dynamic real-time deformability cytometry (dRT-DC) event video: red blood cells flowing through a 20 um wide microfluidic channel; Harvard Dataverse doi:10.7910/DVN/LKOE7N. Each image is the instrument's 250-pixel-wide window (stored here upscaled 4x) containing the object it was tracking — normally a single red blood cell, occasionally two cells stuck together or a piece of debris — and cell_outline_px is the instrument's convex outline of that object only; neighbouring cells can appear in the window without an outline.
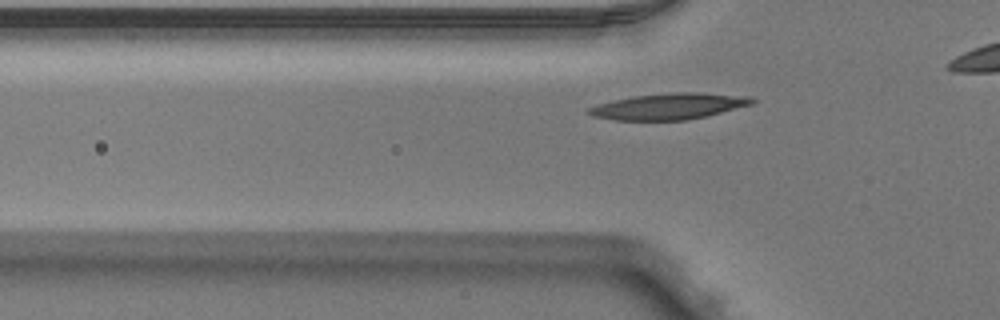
{"species": "Egyptian fruit bat (a non-hibernating species)", "species_latin": "Rousettus aegyptiacus", "temperature_condition": "warm", "stored_images_in_passage": 27, "camera_frame_rate_fps": 3000, "um_per_image_px": 0.085, "animal": {"sex": "male"}, "frame": {"image": 1, "passage_image": 2, "time_ms": 0.333, "image_size_px": [1000, 320], "cell_outline_px": [[756, 100], [752, 104], [708, 116], [688, 120], [616, 120], [592, 116], [584, 112], [588, 108], [596, 104], [632, 96], [672, 92], [696, 92], [752, 96]], "centroid_in_image_um": [56.86, 9.03], "position_along_channel_um": 68.9, "area_um2": 25.14}}
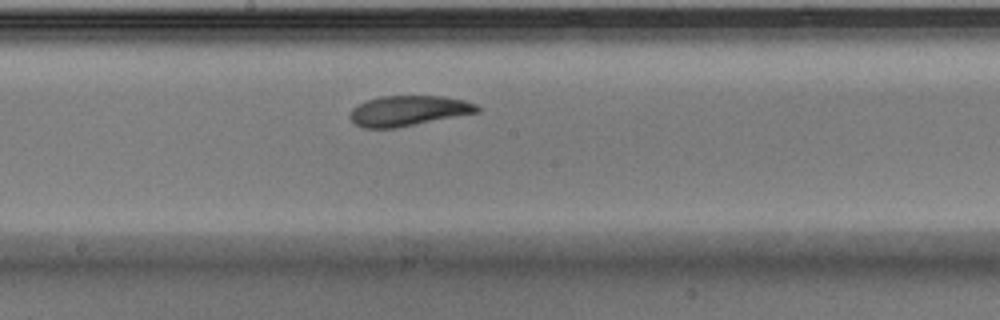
{"frame": {"image": 2, "passage_image": 13, "time_ms": 4.0, "image_size_px": [1000, 320], "cell_outline_px": [[480, 112], [396, 128], [364, 128], [356, 124], [348, 116], [352, 108], [368, 100], [380, 96], [444, 96], [464, 100], [476, 104], [480, 108]], "centroid_in_image_um": [34.73, 9.41], "position_along_channel_um": 213.5, "area_um2": 22.43}}
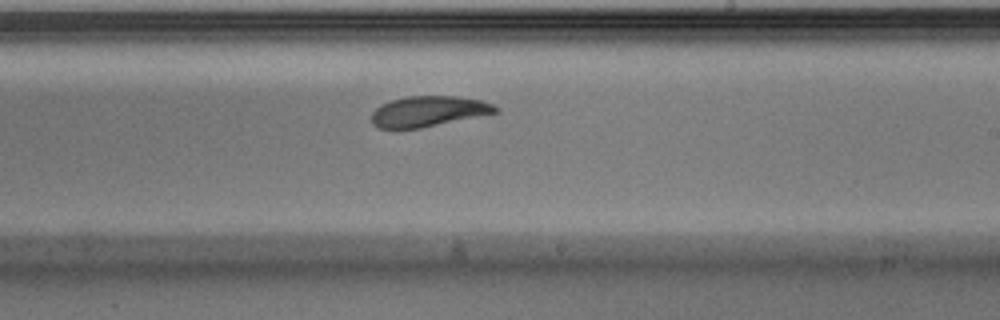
{"frame": {"image": 3, "passage_image": 16, "time_ms": 5.0, "image_size_px": [1000, 320], "cell_outline_px": [[500, 112], [420, 128], [380, 128], [372, 124], [372, 112], [380, 104], [392, 100], [408, 96], [456, 96], [480, 100], [492, 104], [500, 108]], "centroid_in_image_um": [36.43, 9.46], "position_along_channel_um": 252.6, "area_um2": 21.96}}